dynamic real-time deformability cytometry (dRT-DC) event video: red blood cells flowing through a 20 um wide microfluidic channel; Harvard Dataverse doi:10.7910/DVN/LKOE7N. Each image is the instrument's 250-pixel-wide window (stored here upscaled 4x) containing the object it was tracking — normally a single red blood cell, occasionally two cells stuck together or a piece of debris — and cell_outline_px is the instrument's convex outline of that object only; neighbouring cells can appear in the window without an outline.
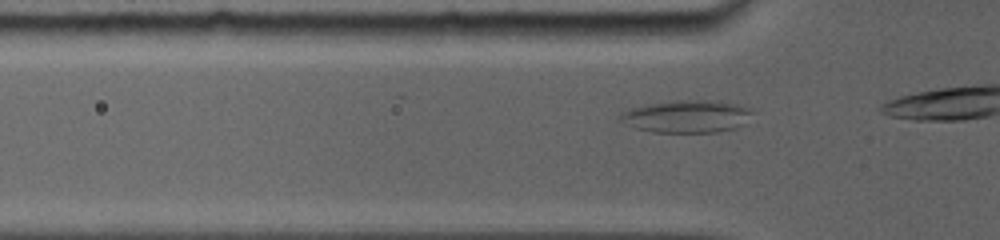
{"species": "common noctule bat (a hibernating species)", "species_latin": "Nyctalus noctula", "temperature_condition": "room temperature", "stored_images_in_passage": 28, "camera_frame_rate_fps": 5000, "um_per_image_px": 0.085, "animal": {"sex": "female", "body_mass_g": 19.0, "forearm_length_mm": 56.7}, "frame": {"image": 1, "passage_image": 5, "time_ms": 0.8, "image_size_px": [1000, 240], "cell_outline_px": [[752, 112], [744, 124], [736, 128], [716, 132], [652, 132], [636, 128], [620, 120], [620, 112], [632, 108], [648, 104], [680, 100], [708, 100], [740, 104], [752, 108]], "centroid_in_image_um": [58.41, 9.89], "position_along_channel_um": 67.4, "area_um2": 24.91}}
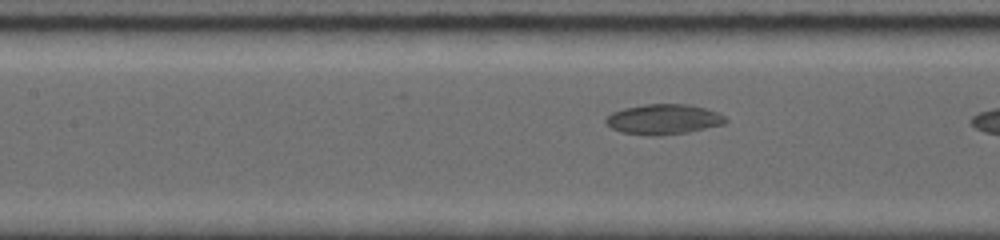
{"frame": {"image": 2, "passage_image": 16, "time_ms": 3.0, "image_size_px": [1000, 240], "cell_outline_px": [[728, 120], [724, 124], [688, 132], [660, 136], [648, 136], [620, 132], [612, 128], [604, 120], [612, 112], [624, 108], [644, 104], [688, 104], [704, 108], [716, 112], [724, 116]], "centroid_in_image_um": [56.38, 10.15], "position_along_channel_um": 151.0, "area_um2": 21.1}}
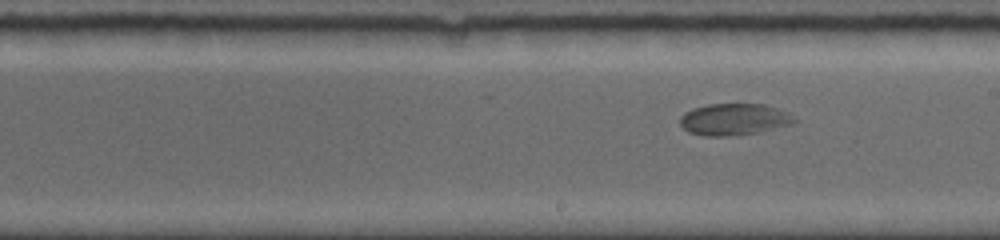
{"frame": {"image": 3, "passage_image": 26, "time_ms": 5.0, "image_size_px": [1000, 240], "cell_outline_px": [[800, 120], [792, 124], [760, 132], [736, 136], [704, 136], [688, 132], [680, 124], [680, 116], [684, 112], [692, 108], [708, 104], [764, 104], [788, 112], [796, 116]], "centroid_in_image_um": [62.42, 10.15], "position_along_channel_um": 226.6, "area_um2": 21.5}}